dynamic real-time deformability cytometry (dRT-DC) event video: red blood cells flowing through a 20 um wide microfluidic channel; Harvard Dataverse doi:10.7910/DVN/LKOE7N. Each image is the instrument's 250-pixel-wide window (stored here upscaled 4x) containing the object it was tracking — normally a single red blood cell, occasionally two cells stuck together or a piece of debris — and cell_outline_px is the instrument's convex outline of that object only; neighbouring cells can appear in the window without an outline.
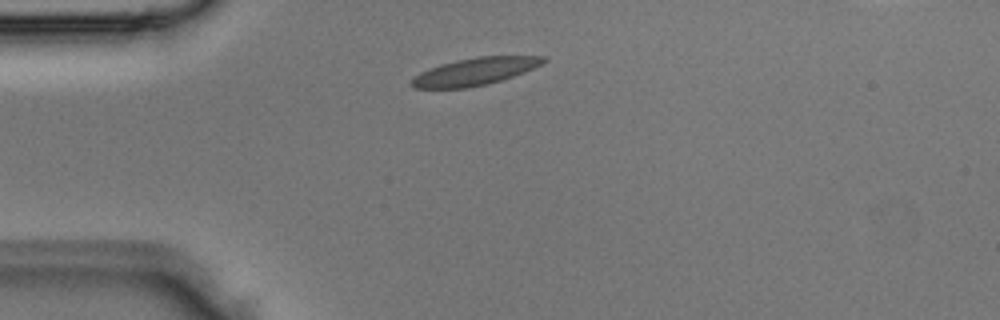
{"species": "Egyptian fruit bat (a non-hibernating species)", "species_latin": "Rousettus aegyptiacus", "temperature_condition": "room temperature", "stored_images_in_passage": 2, "segment_of_instrument_passage": [1, 2], "camera_frame_rate_fps": 3000, "um_per_image_px": 0.085, "animal": {"sex": "male"}, "frame": {"image": 1, "passage_image": 1, "time_ms": 0.0, "image_size_px": [1000, 320], "cell_outline_px": [[548, 60], [524, 72], [488, 84], [468, 88], [412, 88], [412, 80], [420, 72], [440, 64], [456, 60], [480, 56], [548, 56]], "centroid_in_image_um": [40.38, 6.07], "position_along_channel_um": 44.6, "area_um2": 20.81}}